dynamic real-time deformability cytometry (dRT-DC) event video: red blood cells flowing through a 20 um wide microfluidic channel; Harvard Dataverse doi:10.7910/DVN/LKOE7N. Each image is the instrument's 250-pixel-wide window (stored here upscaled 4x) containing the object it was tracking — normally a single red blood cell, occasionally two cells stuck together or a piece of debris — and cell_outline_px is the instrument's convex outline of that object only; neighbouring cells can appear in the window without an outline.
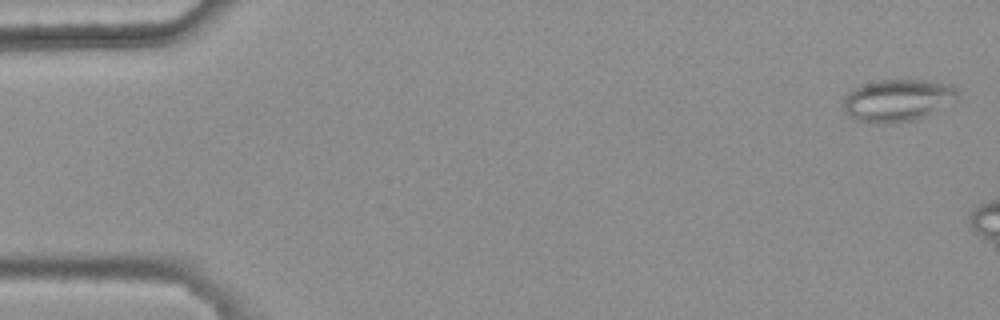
{"species": "common noctule bat (a hibernating species)", "species_latin": "Nyctalus noctula", "temperature_condition": "warm", "stored_images_in_passage": 7, "camera_frame_rate_fps": 3000, "um_per_image_px": 0.085, "animal": {"sex": "female", "body_mass_g": 25.1}, "frame": {"image": 1, "passage_image": 2, "time_ms": 0.333, "image_size_px": [1000, 320], "cell_outline_px": [[960, 100], [928, 116], [912, 120], [884, 124], [872, 124], [856, 120], [848, 116], [840, 104], [844, 96], [848, 92], [860, 84], [876, 80], [928, 80], [952, 84], [960, 92]], "centroid_in_image_um": [76.32, 8.53], "position_along_channel_um": 8.7, "area_um2": 29.25}}